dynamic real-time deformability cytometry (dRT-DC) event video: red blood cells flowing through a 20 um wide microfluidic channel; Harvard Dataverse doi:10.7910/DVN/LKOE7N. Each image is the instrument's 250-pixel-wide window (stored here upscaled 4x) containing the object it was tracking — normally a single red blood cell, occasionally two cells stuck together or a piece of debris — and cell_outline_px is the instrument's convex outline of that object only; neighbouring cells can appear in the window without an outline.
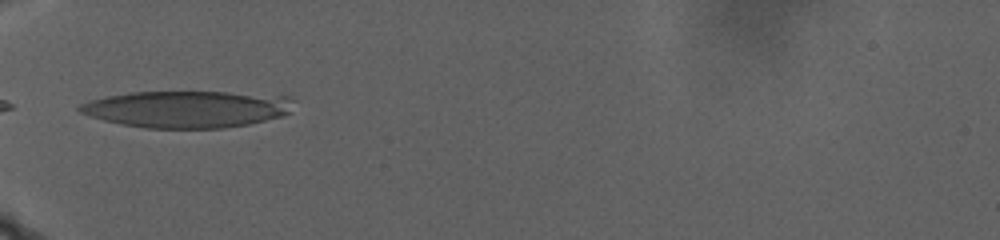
{"species": "human", "species_latin": "Homo sapiens", "temperature_condition": "warm", "stored_images_in_passage": 53, "camera_frame_rate_fps": 3000, "um_per_image_px": 0.085, "donor": {"sex": "male"}, "frame": {"image": 1, "passage_image": 1, "time_ms": 0.0, "image_size_px": [1000, 240], "cell_outline_px": [[296, 100], [292, 112], [284, 116], [248, 124], [224, 128], [148, 128], [120, 124], [104, 120], [80, 112], [76, 108], [80, 104], [88, 100], [104, 96], [132, 92], [228, 92], [288, 96]], "centroid_in_image_um": [15.95, 9.27], "position_along_channel_um": 69.1, "area_um2": 46.36}}
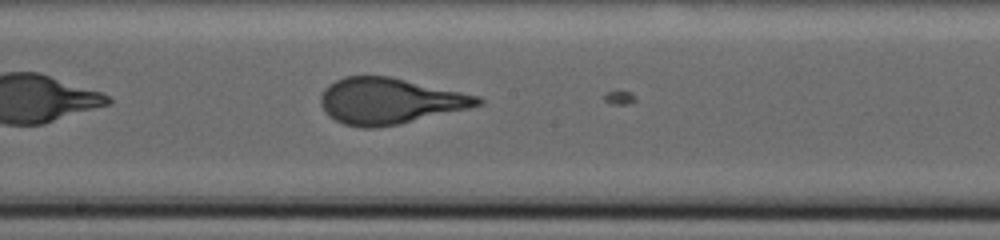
{"frame": {"image": 2, "passage_image": 22, "time_ms": 7.0, "image_size_px": [1000, 240], "cell_outline_px": [[484, 104], [468, 108], [400, 124], [372, 128], [364, 128], [344, 124], [328, 116], [324, 112], [320, 104], [320, 96], [324, 88], [328, 84], [344, 76], [388, 76], [480, 96], [484, 100]], "centroid_in_image_um": [33.08, 8.59], "position_along_channel_um": 215.1, "area_um2": 42.08}}
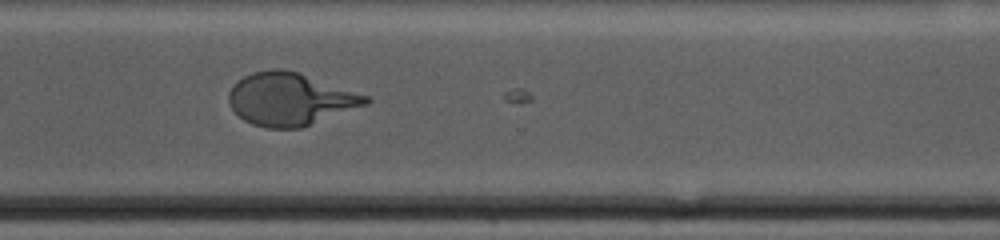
{"frame": {"image": 3, "passage_image": 40, "time_ms": 13.0, "image_size_px": [1000, 240], "cell_outline_px": [[372, 100], [368, 104], [300, 128], [268, 128], [252, 124], [244, 120], [232, 108], [228, 100], [228, 92], [244, 76], [252, 72], [272, 68], [280, 68], [300, 72], [368, 96]], "centroid_in_image_um": [24.67, 8.41], "position_along_channel_um": 345.9, "area_um2": 41.79}, "authors_computed_cell_mechanics": {"area_um2": 41.7894, "velocity_mm_per_s": 2.1824, "shape_relaxation_time_tau1_ms": 9.1793, "shape_relaxation_time_tau2_ms": null, "deformation_change_tau1": 0.2686, "deformation_change_tau2": null}}